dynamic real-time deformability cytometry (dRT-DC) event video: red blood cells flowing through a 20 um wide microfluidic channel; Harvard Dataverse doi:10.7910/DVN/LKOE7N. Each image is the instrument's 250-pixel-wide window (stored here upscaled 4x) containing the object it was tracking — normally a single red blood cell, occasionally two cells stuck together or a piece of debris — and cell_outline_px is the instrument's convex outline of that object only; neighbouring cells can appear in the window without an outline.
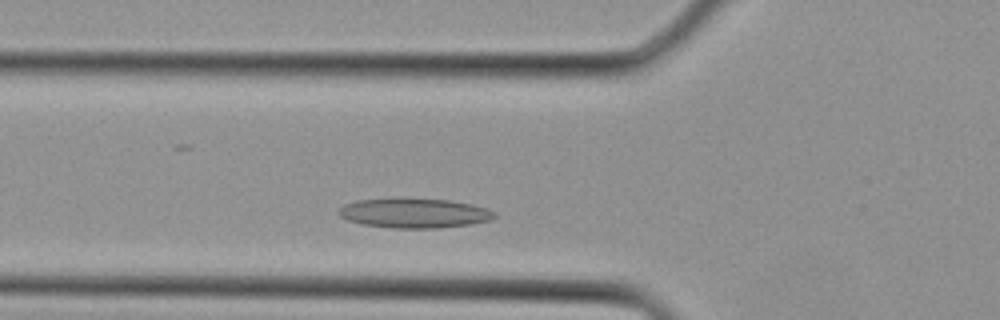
{"species": "Egyptian fruit bat (a non-hibernating species)", "species_latin": "Rousettus aegyptiacus", "temperature_condition": "cold", "stored_images_in_passage": 3, "camera_frame_rate_fps": 3000, "um_per_image_px": 0.085, "animal": {"sex": "female"}, "frame": {"image": 1, "passage_image": 3, "time_ms": 0.667, "image_size_px": [1000, 320], "cell_outline_px": [[496, 216], [492, 220], [472, 224], [436, 228], [392, 228], [364, 224], [348, 220], [340, 216], [336, 212], [344, 204], [356, 200], [396, 196], [404, 196], [448, 200], [472, 204], [488, 208], [496, 212]], "centroid_in_image_um": [35.21, 18.07], "position_along_channel_um": 90.6, "area_um2": 27.8}}